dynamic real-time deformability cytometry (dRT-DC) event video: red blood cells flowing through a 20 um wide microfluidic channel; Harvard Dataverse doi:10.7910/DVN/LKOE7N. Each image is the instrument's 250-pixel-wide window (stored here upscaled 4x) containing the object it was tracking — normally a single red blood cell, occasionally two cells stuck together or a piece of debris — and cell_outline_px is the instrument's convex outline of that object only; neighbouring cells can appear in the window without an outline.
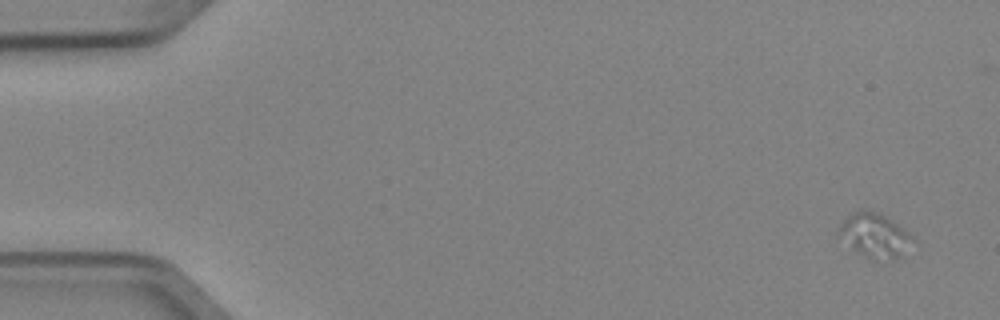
{"species": "Egyptian fruit bat (a non-hibernating species)", "species_latin": "Rousettus aegyptiacus", "temperature_condition": "cold", "stored_images_in_passage": 5, "camera_frame_rate_fps": 3000, "um_per_image_px": 0.085, "animal": {"sex": "female"}, "frame": {"image": 1, "passage_image": 1, "time_ms": 0.0, "image_size_px": [1000, 320], "cell_outline_px": [[908, 236], [896, 256], [864, 256], [852, 248], [840, 232], [840, 228], [844, 220], [852, 212], [860, 208], [864, 208], [876, 212], [884, 216], [904, 228], [908, 232]], "centroid_in_image_um": [74.21, 19.86], "position_along_channel_um": 10.8, "area_um2": 16.76}}
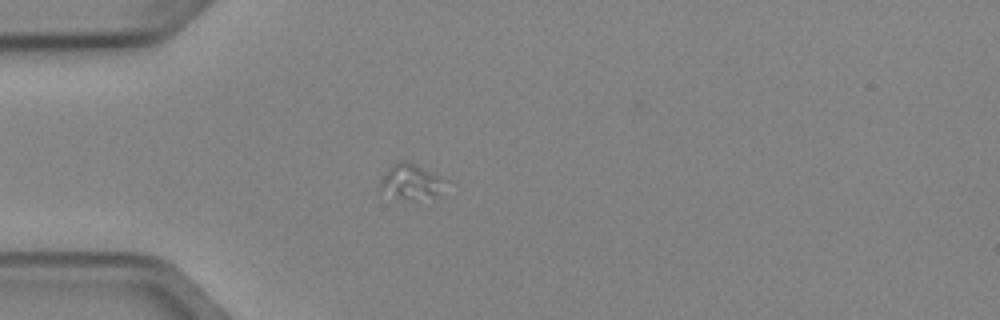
{"frame": {"image": 2, "passage_image": 5, "time_ms": 1.333, "image_size_px": [1000, 320], "cell_outline_px": [[452, 180], [436, 196], [420, 204], [396, 196], [380, 188], [380, 184], [384, 176], [392, 164], [396, 160], [404, 160], [416, 164]], "centroid_in_image_um": [35.1, 15.47], "position_along_channel_um": 49.9, "area_um2": 13.99}}